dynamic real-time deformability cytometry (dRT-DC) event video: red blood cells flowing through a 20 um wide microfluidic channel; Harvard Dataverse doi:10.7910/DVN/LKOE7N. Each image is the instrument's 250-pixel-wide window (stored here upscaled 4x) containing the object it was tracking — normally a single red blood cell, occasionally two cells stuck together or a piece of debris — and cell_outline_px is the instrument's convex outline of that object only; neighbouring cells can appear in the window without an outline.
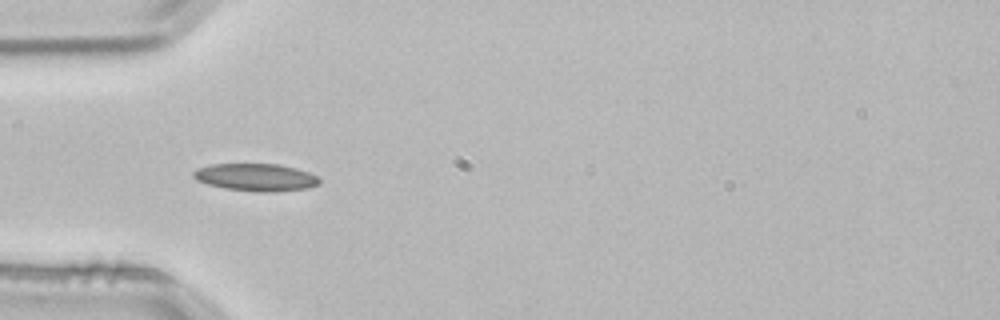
{"species": "common noctule bat (a hibernating species)", "species_latin": "Nyctalus noctula", "temperature_condition": "room temperature", "stored_images_in_passage": 1, "camera_frame_rate_fps": 3000, "um_per_image_px": 0.085, "animal": {"sex": "male", "body_mass_g": 21.5, "forearm_length_mm": 52.0}, "frame": {"image": 1, "passage_image": 1, "time_ms": 0.0, "image_size_px": [1000, 320], "cell_outline_px": [[320, 184], [308, 188], [276, 192], [256, 192], [224, 188], [208, 184], [196, 180], [192, 176], [192, 172], [196, 168], [212, 164], [280, 164], [296, 168], [308, 172], [316, 176], [320, 180]], "centroid_in_image_um": [21.74, 15.07], "position_along_channel_um": 63.3, "area_um2": 20.35}}